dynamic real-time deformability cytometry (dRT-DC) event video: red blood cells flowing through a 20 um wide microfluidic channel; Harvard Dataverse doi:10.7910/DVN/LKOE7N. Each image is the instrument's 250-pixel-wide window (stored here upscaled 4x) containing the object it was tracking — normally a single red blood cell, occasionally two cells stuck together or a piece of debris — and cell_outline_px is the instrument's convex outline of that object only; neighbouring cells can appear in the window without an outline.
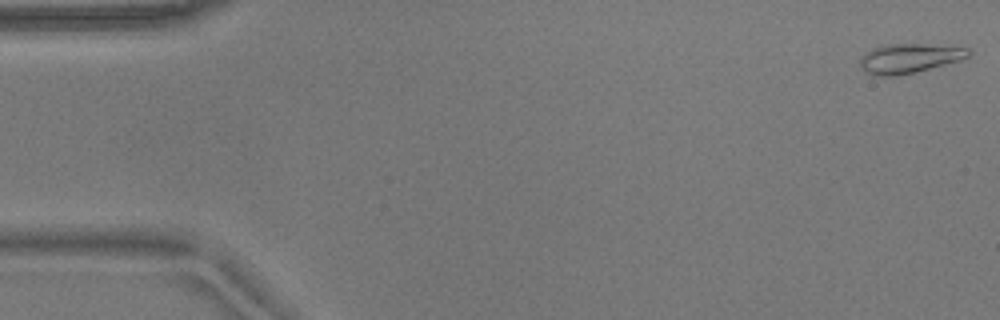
{"species": "common noctule bat (a hibernating species)", "species_latin": "Nyctalus noctula", "temperature_condition": "warm", "stored_images_in_passage": 54, "camera_frame_rate_fps": 3000, "um_per_image_px": 0.085, "animal": {"sex": "male", "body_mass_g": 17.9}, "frame": {"image": 1, "passage_image": 1, "time_ms": 0.0, "image_size_px": [1000, 320], "cell_outline_px": [[972, 52], [968, 56], [960, 60], [916, 72], [896, 76], [872, 76], [860, 68], [860, 56], [872, 48], [884, 44], [924, 44], [968, 48]], "centroid_in_image_um": [77.23, 4.96], "position_along_channel_um": 7.8, "area_um2": 18.73}}
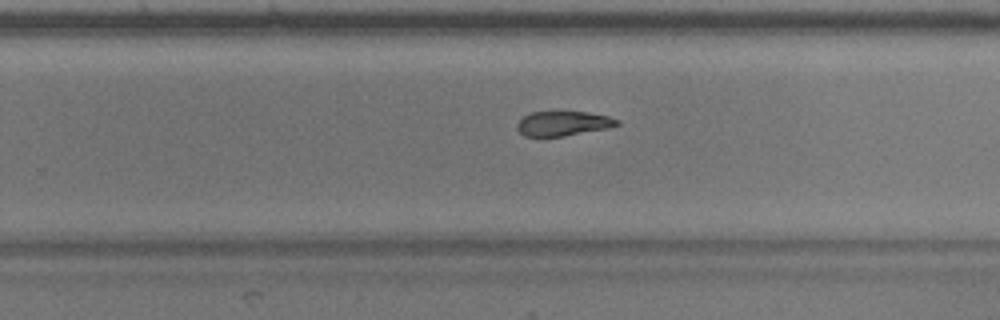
{"frame": {"image": 2, "passage_image": 34, "time_ms": 11.0, "image_size_px": [1000, 320], "cell_outline_px": [[620, 124], [608, 128], [564, 136], [524, 136], [516, 128], [516, 124], [524, 116], [532, 112], [588, 112], [608, 116], [620, 120]], "centroid_in_image_um": [47.88, 10.5], "position_along_channel_um": 281.9, "area_um2": 14.28}}
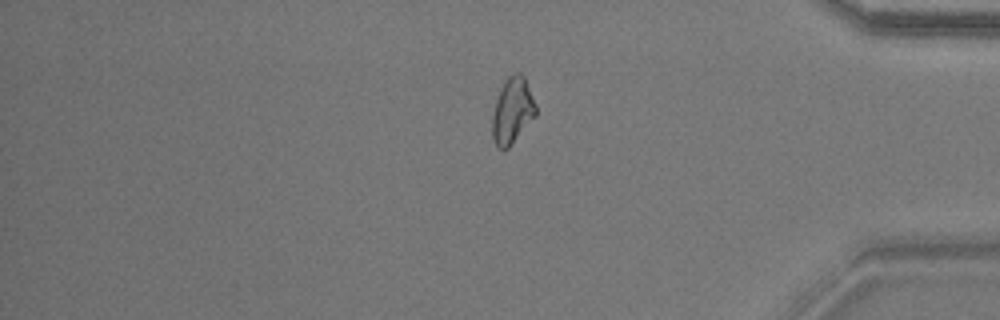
{"frame": {"image": 3, "passage_image": 45, "time_ms": 14.667, "image_size_px": [1000, 320], "cell_outline_px": [[536, 116], [508, 148], [504, 152], [496, 148], [492, 136], [492, 116], [496, 100], [504, 80], [508, 76], [516, 72], [520, 72], [524, 76], [536, 104]], "centroid_in_image_um": [43.54, 9.44], "position_along_channel_um": 391.7, "area_um2": 16.94}, "authors_computed_cell_mechanics": {"area_um2": 16.8198, "velocity_mm_per_s": 3.7107, "shape_relaxation_time_tau1_ms": 3.4612, "shape_relaxation_time_tau2_ms": 4.3357, "deformation_change_tau1": 0.151, "deformation_change_tau2": 0.1154}}